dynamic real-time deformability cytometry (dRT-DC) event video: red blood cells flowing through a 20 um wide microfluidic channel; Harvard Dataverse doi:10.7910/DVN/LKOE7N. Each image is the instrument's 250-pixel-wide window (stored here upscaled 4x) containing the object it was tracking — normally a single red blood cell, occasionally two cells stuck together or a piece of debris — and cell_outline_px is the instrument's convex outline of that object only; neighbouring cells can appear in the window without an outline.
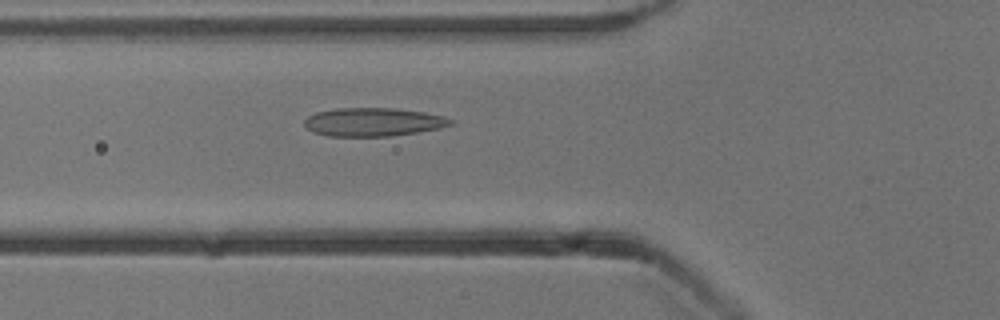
{"species": "common noctule bat (a hibernating species)", "species_latin": "Nyctalus noctula", "temperature_condition": "cold", "stored_images_in_passage": 53, "camera_frame_rate_fps": 3000, "um_per_image_px": 0.085, "animal": {"sex": "male", "body_mass_g": 13.3}, "frame": {"image": 1, "passage_image": 19, "time_ms": 6.0, "image_size_px": [1000, 320], "cell_outline_px": [[452, 124], [440, 128], [392, 136], [328, 136], [312, 132], [304, 124], [304, 120], [308, 116], [316, 112], [332, 108], [392, 108], [424, 112], [444, 116], [452, 120]], "centroid_in_image_um": [31.69, 10.37], "position_along_channel_um": 94.1, "area_um2": 24.22}}
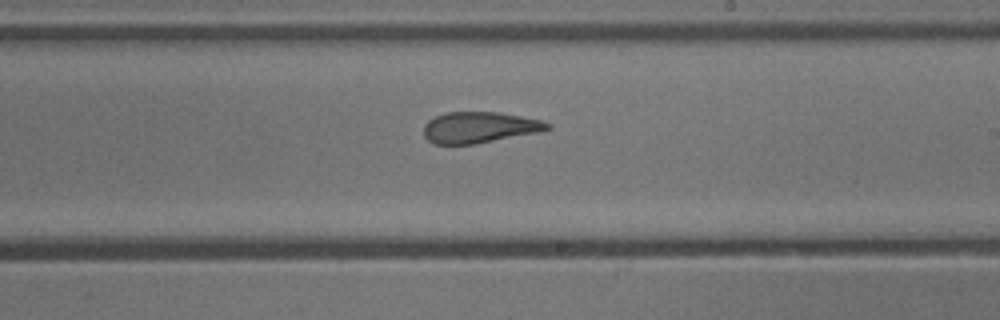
{"frame": {"image": 2, "passage_image": 31, "time_ms": 10.0, "image_size_px": [1000, 320], "cell_outline_px": [[552, 128], [540, 132], [476, 144], [436, 144], [428, 140], [424, 136], [424, 124], [428, 120], [444, 112], [496, 112], [520, 116], [540, 120], [552, 124]], "centroid_in_image_um": [40.76, 10.83], "position_along_channel_um": 248.2, "area_um2": 22.48}}
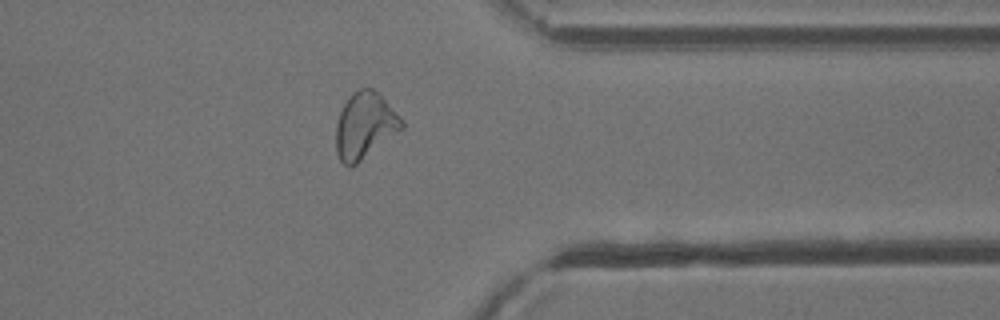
{"frame": {"image": 3, "passage_image": 42, "time_ms": 13.667, "image_size_px": [1000, 320], "cell_outline_px": [[404, 128], [352, 168], [348, 168], [340, 160], [336, 152], [336, 124], [340, 112], [348, 96], [352, 92], [360, 88], [372, 88], [384, 100], [404, 124]], "centroid_in_image_um": [30.96, 10.72], "position_along_channel_um": 380.4, "area_um2": 25.14}, "authors_computed_cell_mechanics": {"area_um2": 24.9118, "velocity_mm_per_s": 3.8311, "shape_relaxation_time_tau1_ms": null, "shape_relaxation_time_tau2_ms": 1.7259, "deformation_change_tau1": null, "deformation_change_tau2": 0.0894}}